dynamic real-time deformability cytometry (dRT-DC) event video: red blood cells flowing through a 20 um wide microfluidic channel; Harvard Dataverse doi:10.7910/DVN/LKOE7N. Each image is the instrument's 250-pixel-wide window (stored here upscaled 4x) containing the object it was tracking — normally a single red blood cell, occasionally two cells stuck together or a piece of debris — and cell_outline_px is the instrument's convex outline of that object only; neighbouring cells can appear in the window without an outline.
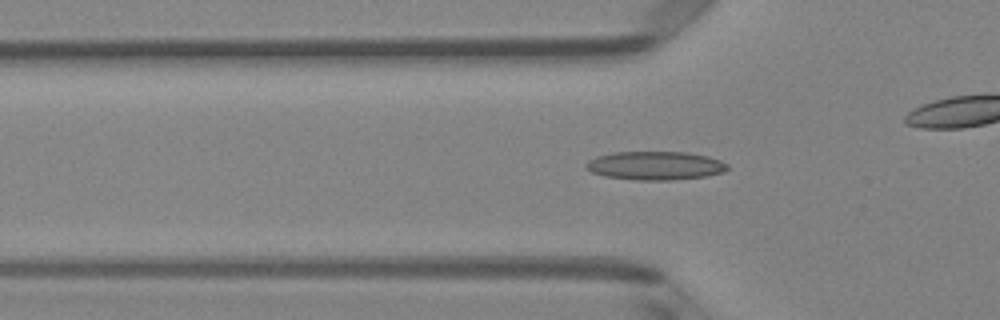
{"species": "Egyptian fruit bat (a non-hibernating species)", "species_latin": "Rousettus aegyptiacus", "temperature_condition": "room temperature", "stored_images_in_passage": 47, "camera_frame_rate_fps": 3000, "um_per_image_px": 0.085, "animal": {"sex": "female"}, "frame": {"image": 1, "passage_image": 12, "time_ms": 3.667, "image_size_px": [1000, 320], "cell_outline_px": [[728, 168], [724, 172], [708, 176], [668, 180], [636, 180], [604, 176], [592, 172], [584, 164], [588, 160], [596, 156], [612, 152], [688, 152], [708, 156], [720, 160], [728, 164]], "centroid_in_image_um": [55.7, 14.07], "position_along_channel_um": 70.1, "area_um2": 23.64}}
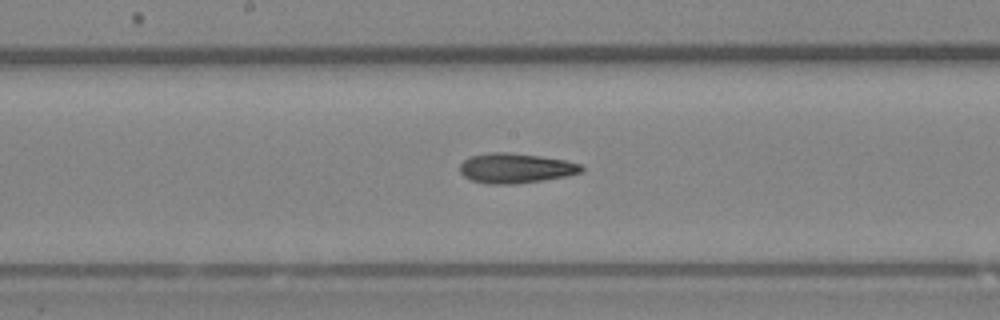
{"frame": {"image": 2, "passage_image": 22, "time_ms": 7.0, "image_size_px": [1000, 320], "cell_outline_px": [[584, 172], [568, 176], [516, 184], [488, 184], [472, 180], [464, 176], [460, 172], [460, 164], [468, 156], [488, 152], [508, 152], [540, 156], [564, 160], [580, 164], [584, 168]], "centroid_in_image_um": [43.82, 14.29], "position_along_channel_um": 204.4, "area_um2": 21.33}}
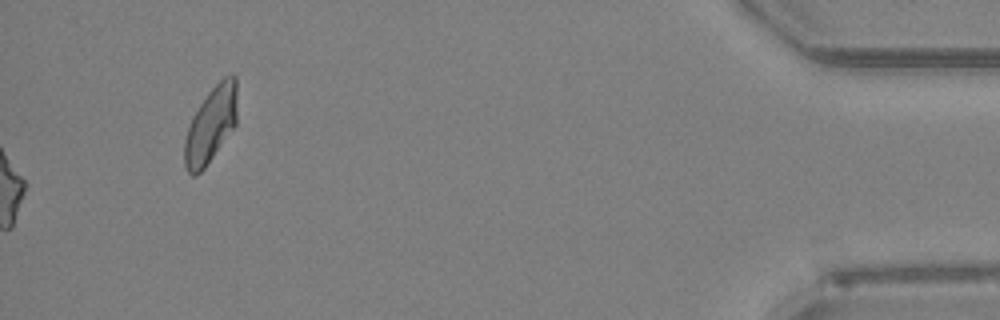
{"frame": {"image": 3, "passage_image": 47, "time_ms": 15.333, "image_size_px": [1000, 320], "cell_outline_px": [[236, 124], [204, 168], [196, 176], [192, 176], [188, 172], [184, 164], [184, 140], [192, 116], [208, 92], [224, 76], [232, 72], [236, 76]], "centroid_in_image_um": [17.91, 10.59], "position_along_channel_um": 417.3, "area_um2": 23.12}, "authors_computed_cell_mechanics": {"area_um2": 20.6346, "velocity_mm_per_s": 4.0367, "shape_relaxation_time_tau1_ms": null, "shape_relaxation_time_tau2_ms": 5.8133, "deformation_change_tau1": null, "deformation_change_tau2": 0.1592}}